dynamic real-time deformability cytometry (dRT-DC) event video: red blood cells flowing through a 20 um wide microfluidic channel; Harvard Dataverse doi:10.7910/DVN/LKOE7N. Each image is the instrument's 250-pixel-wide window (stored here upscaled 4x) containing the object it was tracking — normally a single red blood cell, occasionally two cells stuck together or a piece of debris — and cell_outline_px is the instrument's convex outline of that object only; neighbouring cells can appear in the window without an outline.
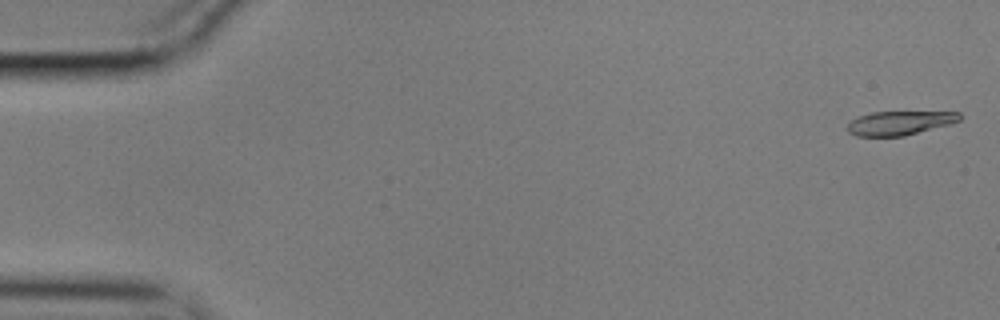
{"species": "common noctule bat (a hibernating species)", "species_latin": "Nyctalus noctula", "temperature_condition": "cold", "stored_images_in_passage": 10, "camera_frame_rate_fps": 3000, "um_per_image_px": 0.085, "animal": {"sex": "male", "body_mass_g": 17.9}, "frame": {"image": 1, "passage_image": 2, "time_ms": 0.333, "image_size_px": [1000, 320], "cell_outline_px": [[960, 120], [948, 124], [904, 136], [856, 136], [848, 132], [848, 124], [856, 116], [872, 112], [960, 112]], "centroid_in_image_um": [76.42, 10.45], "position_along_channel_um": 8.6, "area_um2": 15.49}}